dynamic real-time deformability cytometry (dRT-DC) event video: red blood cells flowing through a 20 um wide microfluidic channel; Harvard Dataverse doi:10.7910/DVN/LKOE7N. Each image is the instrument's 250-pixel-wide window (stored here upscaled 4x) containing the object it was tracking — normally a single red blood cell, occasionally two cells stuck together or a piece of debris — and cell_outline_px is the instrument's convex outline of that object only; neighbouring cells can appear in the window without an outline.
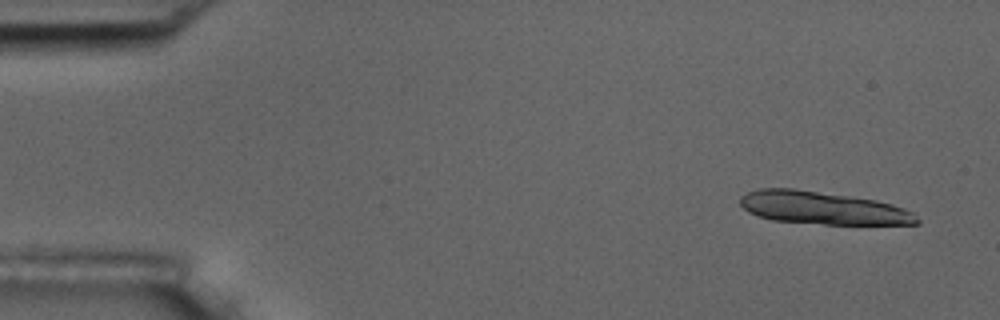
{"species": "common noctule bat (a hibernating species)", "species_latin": "Nyctalus noctula", "temperature_condition": "room temperature", "stored_images_in_passage": 6, "segment_of_instrument_passage": [1, 2], "camera_frame_rate_fps": 3000, "um_per_image_px": 0.085, "animal": {"sex": "male", "body_mass_g": 17.5, "forearm_length_mm": 52.3}, "frame": {"image": 1, "passage_image": 1, "time_ms": 0.0, "image_size_px": [1000, 320], "cell_outline_px": [[920, 224], [824, 224], [772, 220], [756, 216], [748, 212], [740, 204], [740, 196], [748, 192], [760, 188], [792, 188], [876, 200], [892, 204], [904, 208], [912, 212], [920, 220]], "centroid_in_image_um": [69.91, 17.68], "position_along_channel_um": 15.1, "area_um2": 33.64}}